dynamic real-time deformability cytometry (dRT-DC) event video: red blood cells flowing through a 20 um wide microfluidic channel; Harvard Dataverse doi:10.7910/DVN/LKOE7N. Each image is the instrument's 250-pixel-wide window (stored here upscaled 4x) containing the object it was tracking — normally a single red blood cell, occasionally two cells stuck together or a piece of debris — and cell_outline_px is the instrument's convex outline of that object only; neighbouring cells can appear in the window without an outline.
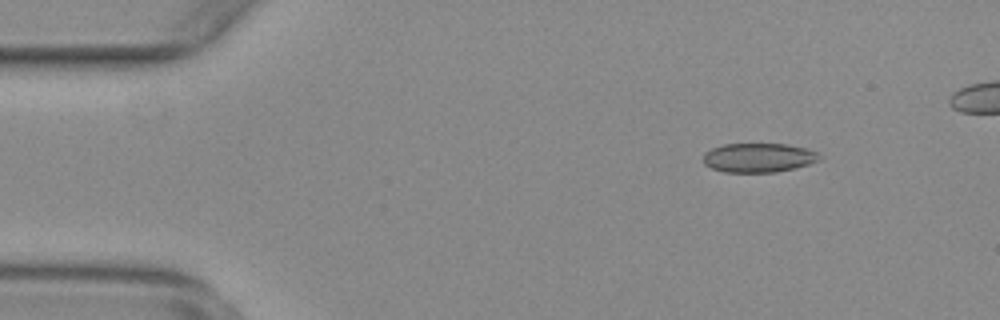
{"species": "common noctule bat (a hibernating species)", "species_latin": "Nyctalus noctula", "temperature_condition": "warm", "stored_images_in_passage": 46, "camera_frame_rate_fps": 3000, "um_per_image_px": 0.085, "animal": {"sex": "female", "body_mass_g": 29.2, "forearm_length_mm": 56.3}, "frame": {"image": 1, "passage_image": 2, "time_ms": 0.333, "image_size_px": [1000, 320], "cell_outline_px": [[824, 156], [820, 160], [796, 168], [776, 172], [724, 172], [712, 168], [704, 164], [704, 152], [712, 148], [724, 144], [788, 144], [820, 152]], "centroid_in_image_um": [64.52, 13.4], "position_along_channel_um": 20.5, "area_um2": 19.94}}
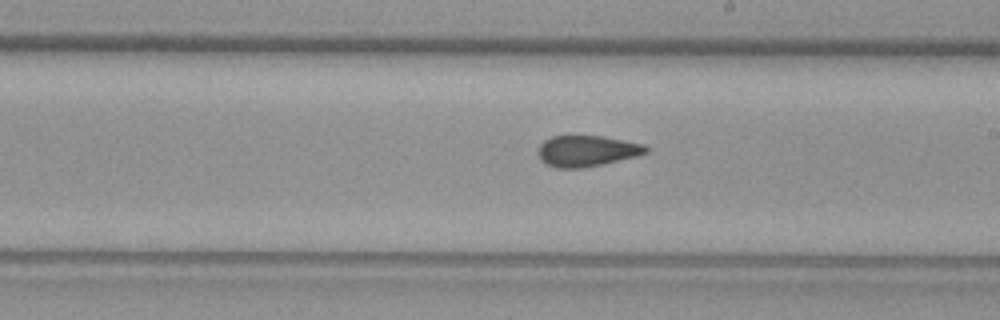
{"frame": {"image": 2, "passage_image": 26, "time_ms": 8.333, "image_size_px": [1000, 320], "cell_outline_px": [[648, 152], [636, 156], [584, 168], [556, 168], [544, 164], [540, 160], [536, 152], [540, 144], [544, 140], [552, 136], [600, 136], [644, 144], [648, 148]], "centroid_in_image_um": [49.81, 12.84], "position_along_channel_um": 239.2, "area_um2": 19.54}}
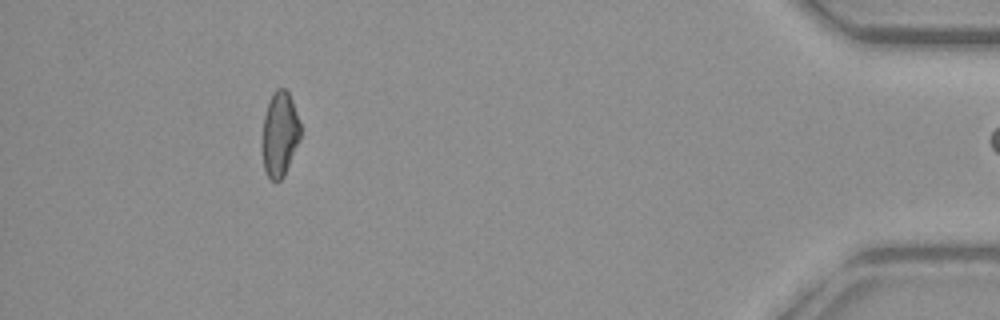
{"frame": {"image": 3, "passage_image": 45, "time_ms": 14.667, "image_size_px": [1000, 320], "cell_outline_px": [[300, 140], [284, 176], [280, 180], [272, 180], [268, 176], [264, 168], [260, 144], [260, 140], [264, 116], [272, 92], [276, 88], [284, 88], [288, 92], [292, 100], [300, 124]], "centroid_in_image_um": [23.75, 11.4], "position_along_channel_um": 411.5, "area_um2": 19.19}}